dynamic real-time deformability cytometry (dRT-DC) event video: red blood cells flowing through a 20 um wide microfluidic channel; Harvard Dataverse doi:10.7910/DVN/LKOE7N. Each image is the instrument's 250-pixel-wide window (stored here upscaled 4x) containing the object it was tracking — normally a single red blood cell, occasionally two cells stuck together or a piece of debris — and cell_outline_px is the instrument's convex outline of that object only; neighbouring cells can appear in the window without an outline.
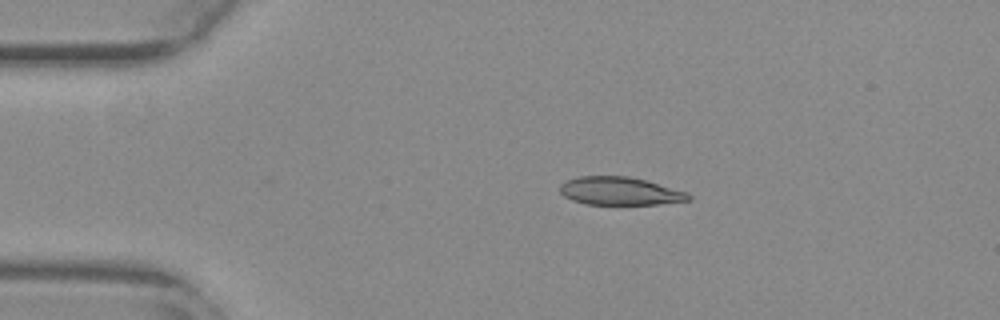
{"species": "common noctule bat (a hibernating species)", "species_latin": "Nyctalus noctula", "temperature_condition": "warm", "stored_images_in_passage": 45, "camera_frame_rate_fps": 3000, "um_per_image_px": 0.085, "animal": {"sex": "female", "body_mass_g": 29.2, "forearm_length_mm": 56.3}, "frame": {"image": 1, "passage_image": 1, "time_ms": 0.0, "image_size_px": [1000, 320], "cell_outline_px": [[692, 200], [660, 204], [584, 204], [572, 200], [564, 196], [560, 192], [560, 184], [568, 180], [580, 176], [628, 176], [644, 180], [688, 192], [692, 196]], "centroid_in_image_um": [52.71, 16.25], "position_along_channel_um": 32.3, "area_um2": 20.98}}
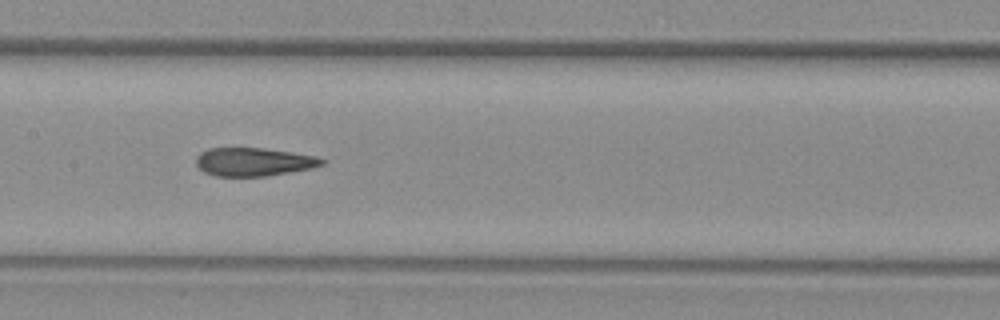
{"frame": {"image": 2, "passage_image": 17, "time_ms": 5.333, "image_size_px": [1000, 320], "cell_outline_px": [[328, 160], [324, 164], [312, 168], [264, 176], [216, 176], [204, 172], [196, 164], [196, 156], [200, 152], [208, 148], [264, 148], [292, 152], [316, 156]], "centroid_in_image_um": [21.57, 13.75], "position_along_channel_um": 185.8, "area_um2": 20.81}}
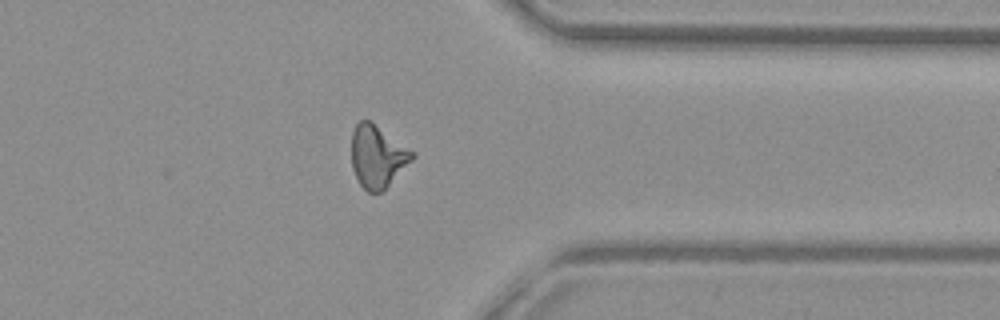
{"frame": {"image": 3, "passage_image": 33, "time_ms": 10.667, "image_size_px": [1000, 320], "cell_outline_px": [[416, 156], [384, 192], [368, 192], [360, 184], [352, 168], [352, 132], [356, 124], [360, 120], [368, 120], [416, 152]], "centroid_in_image_um": [32.11, 13.33], "position_along_channel_um": 379.3, "area_um2": 22.14}, "authors_computed_cell_mechanics": {"area_um2": 21.7906, "velocity_mm_per_s": 3.7803, "shape_relaxation_time_tau1_ms": null, "shape_relaxation_time_tau2_ms": 1.8503, "deformation_change_tau1": null, "deformation_change_tau2": 0.1198}}